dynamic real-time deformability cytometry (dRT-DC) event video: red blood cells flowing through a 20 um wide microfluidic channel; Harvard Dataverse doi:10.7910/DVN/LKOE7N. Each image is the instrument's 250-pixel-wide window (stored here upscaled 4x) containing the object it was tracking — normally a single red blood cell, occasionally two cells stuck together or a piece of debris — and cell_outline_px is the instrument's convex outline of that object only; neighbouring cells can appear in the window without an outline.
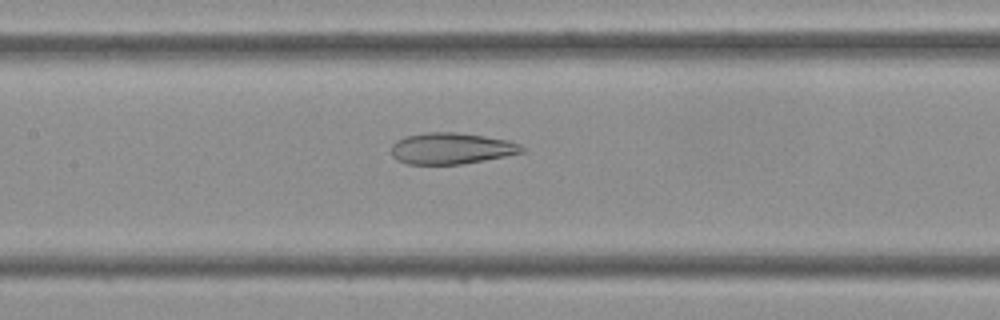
{"species": "Egyptian fruit bat (a non-hibernating species)", "species_latin": "Rousettus aegyptiacus", "temperature_condition": "cold", "stored_images_in_passage": 43, "camera_frame_rate_fps": 3000, "um_per_image_px": 0.085, "frame": {"image": 1, "passage_image": 20, "time_ms": 6.333, "image_size_px": [1000, 320], "cell_outline_px": [[524, 152], [484, 160], [460, 164], [408, 164], [396, 160], [392, 156], [392, 144], [396, 140], [404, 136], [428, 132], [456, 132], [484, 136], [508, 140], [520, 144], [524, 148]], "centroid_in_image_um": [38.33, 12.61], "position_along_channel_um": 169.1, "area_um2": 23.81}}
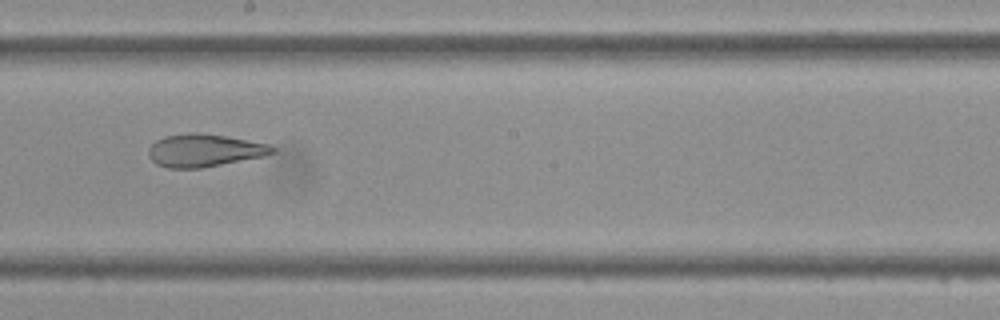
{"frame": {"image": 2, "passage_image": 24, "time_ms": 7.667, "image_size_px": [1000, 320], "cell_outline_px": [[276, 152], [264, 156], [200, 168], [168, 168], [156, 164], [148, 156], [148, 148], [156, 140], [164, 136], [196, 132], [200, 132], [224, 136], [268, 144], [276, 148]], "centroid_in_image_um": [17.34, 12.78], "position_along_channel_um": 230.9, "area_um2": 23.47}}
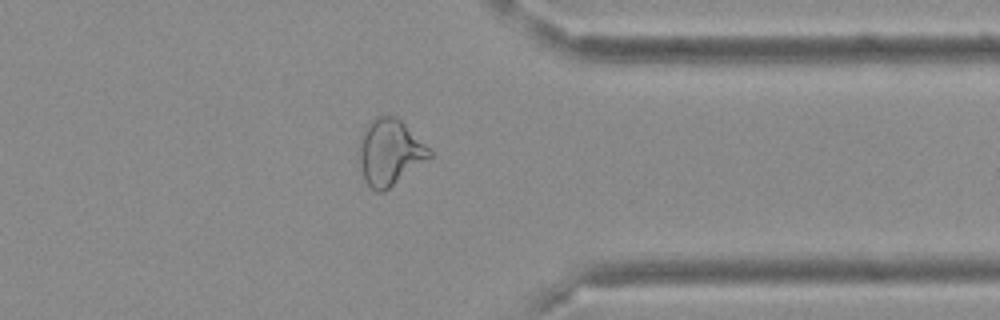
{"frame": {"image": 3, "passage_image": 34, "time_ms": 11.0, "image_size_px": [1000, 320], "cell_outline_px": [[432, 156], [384, 192], [376, 192], [364, 180], [356, 160], [356, 152], [360, 136], [368, 124], [376, 116], [396, 116], [432, 152]], "centroid_in_image_um": [33.05, 12.97], "position_along_channel_um": 378.4, "area_um2": 27.17}}